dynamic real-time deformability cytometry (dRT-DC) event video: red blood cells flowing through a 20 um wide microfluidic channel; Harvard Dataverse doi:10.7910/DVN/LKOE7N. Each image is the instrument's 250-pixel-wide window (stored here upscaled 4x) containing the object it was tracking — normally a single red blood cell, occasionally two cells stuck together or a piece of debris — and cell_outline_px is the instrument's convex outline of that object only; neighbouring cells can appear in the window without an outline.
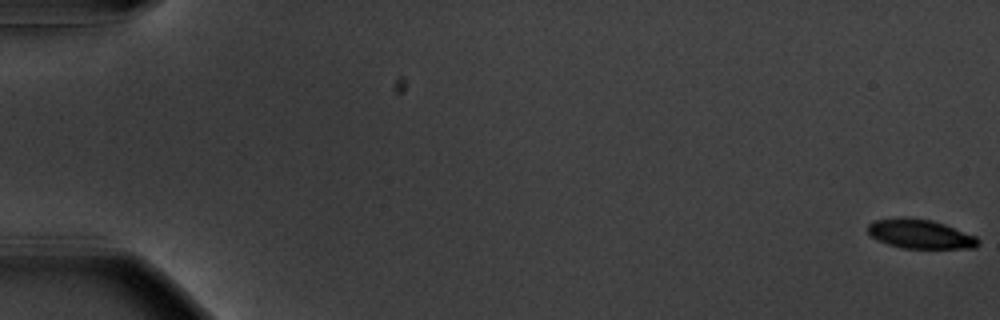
{"species": "common noctule bat (a hibernating species)", "species_latin": "Nyctalus noctula", "temperature_condition": "warm", "stored_images_in_passage": 57, "camera_frame_rate_fps": 3000, "um_per_image_px": 0.085, "animal": {"sex": "male", "body_mass_g": 20.1, "forearm_length_mm": 53.5}, "frame": {"image": 1, "passage_image": 1, "time_ms": 0.0, "image_size_px": [1000, 320], "cell_outline_px": [[980, 244], [976, 248], [900, 248], [888, 244], [872, 236], [868, 232], [868, 224], [872, 220], [900, 216], [904, 216], [932, 220], [944, 224], [976, 236], [980, 240]], "centroid_in_image_um": [78.21, 19.87], "position_along_channel_um": 6.8, "area_um2": 18.96}}
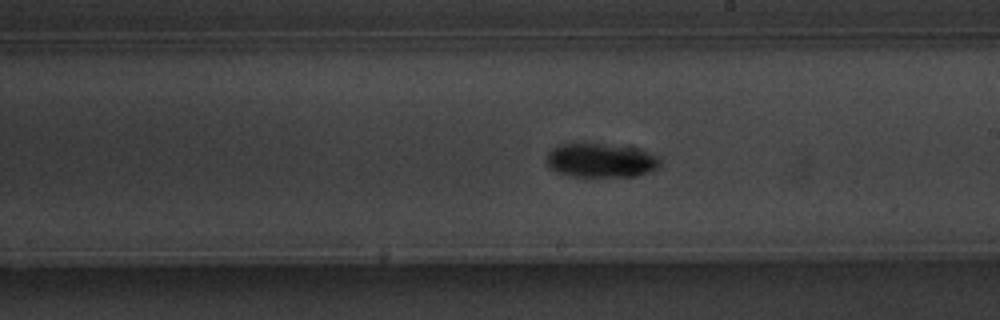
{"frame": {"image": 2, "passage_image": 34, "time_ms": 11.0, "image_size_px": [1000, 320], "cell_outline_px": [[660, 168], [652, 172], [636, 176], [584, 180], [568, 176], [556, 172], [548, 168], [548, 152], [552, 148], [560, 144], [604, 144], [636, 148], [660, 156]], "centroid_in_image_um": [51.09, 13.7], "position_along_channel_um": 237.9, "area_um2": 23.64}}
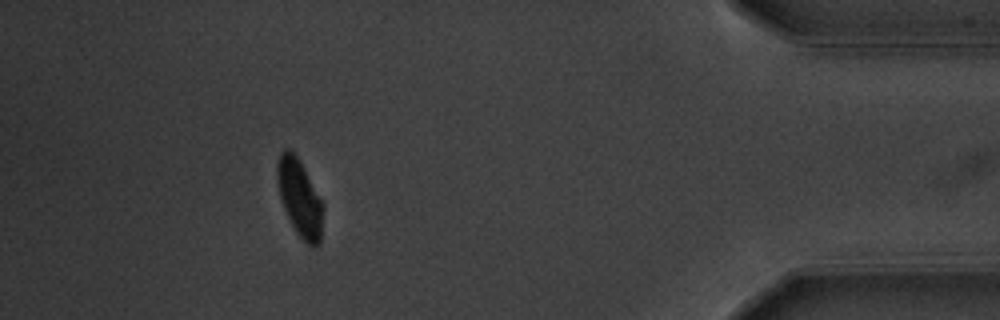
{"frame": {"image": 3, "passage_image": 52, "time_ms": 17.0, "image_size_px": [1000, 320], "cell_outline_px": [[324, 208], [320, 244], [316, 248], [308, 244], [296, 232], [284, 208], [280, 196], [276, 180], [276, 164], [280, 152], [284, 148], [288, 148], [300, 160], [324, 204]], "centroid_in_image_um": [25.48, 16.81], "position_along_channel_um": 409.7, "area_um2": 20.75}, "authors_computed_cell_mechanics": {"area_um2": 20.7502, "velocity_mm_per_s": 3.6592, "shape_relaxation_time_tau1_ms": 2.4918, "shape_relaxation_time_tau2_ms": 9.1125, "deformation_change_tau1": 0.1452, "deformation_change_tau2": 0.1084}}